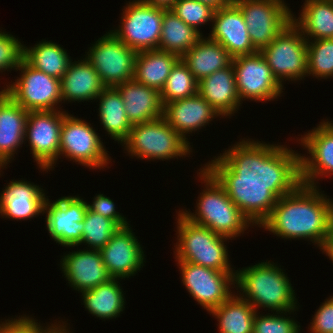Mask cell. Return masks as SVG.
Listing matches in <instances>:
<instances>
[{
    "label": "cell",
    "instance_id": "9a60e30c",
    "mask_svg": "<svg viewBox=\"0 0 333 333\" xmlns=\"http://www.w3.org/2000/svg\"><path fill=\"white\" fill-rule=\"evenodd\" d=\"M177 264L183 285L209 313L232 295L230 288H235V272H222L189 262Z\"/></svg>",
    "mask_w": 333,
    "mask_h": 333
},
{
    "label": "cell",
    "instance_id": "f35d334b",
    "mask_svg": "<svg viewBox=\"0 0 333 333\" xmlns=\"http://www.w3.org/2000/svg\"><path fill=\"white\" fill-rule=\"evenodd\" d=\"M294 311H297V309L290 312H273V314L267 313L265 315L256 312L252 333H300L301 326L298 324L299 322L287 316L292 312L294 313Z\"/></svg>",
    "mask_w": 333,
    "mask_h": 333
},
{
    "label": "cell",
    "instance_id": "f6af8a7d",
    "mask_svg": "<svg viewBox=\"0 0 333 333\" xmlns=\"http://www.w3.org/2000/svg\"><path fill=\"white\" fill-rule=\"evenodd\" d=\"M321 251L332 260L333 263V231L330 236L327 238L325 244L323 245Z\"/></svg>",
    "mask_w": 333,
    "mask_h": 333
},
{
    "label": "cell",
    "instance_id": "2e32d148",
    "mask_svg": "<svg viewBox=\"0 0 333 333\" xmlns=\"http://www.w3.org/2000/svg\"><path fill=\"white\" fill-rule=\"evenodd\" d=\"M52 202L47 197L44 203L49 235L62 246H79L88 209L87 202L79 196H63Z\"/></svg>",
    "mask_w": 333,
    "mask_h": 333
},
{
    "label": "cell",
    "instance_id": "44dd1931",
    "mask_svg": "<svg viewBox=\"0 0 333 333\" xmlns=\"http://www.w3.org/2000/svg\"><path fill=\"white\" fill-rule=\"evenodd\" d=\"M0 193V215L12 220H29L44 214V189L25 180H11Z\"/></svg>",
    "mask_w": 333,
    "mask_h": 333
},
{
    "label": "cell",
    "instance_id": "83f0119b",
    "mask_svg": "<svg viewBox=\"0 0 333 333\" xmlns=\"http://www.w3.org/2000/svg\"><path fill=\"white\" fill-rule=\"evenodd\" d=\"M299 17L291 22L307 40L333 38V0H305ZM298 18V19H297Z\"/></svg>",
    "mask_w": 333,
    "mask_h": 333
},
{
    "label": "cell",
    "instance_id": "5bb4252c",
    "mask_svg": "<svg viewBox=\"0 0 333 333\" xmlns=\"http://www.w3.org/2000/svg\"><path fill=\"white\" fill-rule=\"evenodd\" d=\"M232 67L241 103L243 99L266 102L282 96L283 86L274 77L260 52L234 57Z\"/></svg>",
    "mask_w": 333,
    "mask_h": 333
},
{
    "label": "cell",
    "instance_id": "e0dca14e",
    "mask_svg": "<svg viewBox=\"0 0 333 333\" xmlns=\"http://www.w3.org/2000/svg\"><path fill=\"white\" fill-rule=\"evenodd\" d=\"M333 121H322L298 141L310 156L300 155L301 183L316 187L321 177L333 175ZM321 176V177H320Z\"/></svg>",
    "mask_w": 333,
    "mask_h": 333
},
{
    "label": "cell",
    "instance_id": "52a82bcc",
    "mask_svg": "<svg viewBox=\"0 0 333 333\" xmlns=\"http://www.w3.org/2000/svg\"><path fill=\"white\" fill-rule=\"evenodd\" d=\"M18 70L20 77L3 89L17 104L28 112L63 110L57 106L62 103L60 79L30 66L24 59Z\"/></svg>",
    "mask_w": 333,
    "mask_h": 333
},
{
    "label": "cell",
    "instance_id": "b9f144b4",
    "mask_svg": "<svg viewBox=\"0 0 333 333\" xmlns=\"http://www.w3.org/2000/svg\"><path fill=\"white\" fill-rule=\"evenodd\" d=\"M88 210L113 220L119 227L128 225L127 219L116 211L115 204L110 197L98 194L93 198L92 204L87 203Z\"/></svg>",
    "mask_w": 333,
    "mask_h": 333
},
{
    "label": "cell",
    "instance_id": "bcb514c9",
    "mask_svg": "<svg viewBox=\"0 0 333 333\" xmlns=\"http://www.w3.org/2000/svg\"><path fill=\"white\" fill-rule=\"evenodd\" d=\"M197 1L209 5L216 10L228 4L231 0H197Z\"/></svg>",
    "mask_w": 333,
    "mask_h": 333
},
{
    "label": "cell",
    "instance_id": "4dcf8cb0",
    "mask_svg": "<svg viewBox=\"0 0 333 333\" xmlns=\"http://www.w3.org/2000/svg\"><path fill=\"white\" fill-rule=\"evenodd\" d=\"M97 99L100 100L98 109L100 124L111 139L121 144L132 129L121 94L115 87H106Z\"/></svg>",
    "mask_w": 333,
    "mask_h": 333
},
{
    "label": "cell",
    "instance_id": "60d3db41",
    "mask_svg": "<svg viewBox=\"0 0 333 333\" xmlns=\"http://www.w3.org/2000/svg\"><path fill=\"white\" fill-rule=\"evenodd\" d=\"M37 321L26 315L5 319L0 323V333H53L61 325V321H58L44 327Z\"/></svg>",
    "mask_w": 333,
    "mask_h": 333
},
{
    "label": "cell",
    "instance_id": "74e56055",
    "mask_svg": "<svg viewBox=\"0 0 333 333\" xmlns=\"http://www.w3.org/2000/svg\"><path fill=\"white\" fill-rule=\"evenodd\" d=\"M173 11L188 26L200 32L199 26L207 22H213L215 9L197 0H176Z\"/></svg>",
    "mask_w": 333,
    "mask_h": 333
},
{
    "label": "cell",
    "instance_id": "4fadbf2b",
    "mask_svg": "<svg viewBox=\"0 0 333 333\" xmlns=\"http://www.w3.org/2000/svg\"><path fill=\"white\" fill-rule=\"evenodd\" d=\"M67 113L61 110L28 112L24 140L29 142L32 158L43 171L53 169L58 161L61 128Z\"/></svg>",
    "mask_w": 333,
    "mask_h": 333
},
{
    "label": "cell",
    "instance_id": "d6a6232c",
    "mask_svg": "<svg viewBox=\"0 0 333 333\" xmlns=\"http://www.w3.org/2000/svg\"><path fill=\"white\" fill-rule=\"evenodd\" d=\"M202 32L188 26L171 9L163 12L158 49L177 54L180 58L203 37Z\"/></svg>",
    "mask_w": 333,
    "mask_h": 333
},
{
    "label": "cell",
    "instance_id": "e575fe53",
    "mask_svg": "<svg viewBox=\"0 0 333 333\" xmlns=\"http://www.w3.org/2000/svg\"><path fill=\"white\" fill-rule=\"evenodd\" d=\"M198 81L180 58L172 67L163 89L160 91L163 105L197 94Z\"/></svg>",
    "mask_w": 333,
    "mask_h": 333
},
{
    "label": "cell",
    "instance_id": "f546056e",
    "mask_svg": "<svg viewBox=\"0 0 333 333\" xmlns=\"http://www.w3.org/2000/svg\"><path fill=\"white\" fill-rule=\"evenodd\" d=\"M118 280L111 278L106 283L81 292L83 305L92 316L111 320L123 312L126 300Z\"/></svg>",
    "mask_w": 333,
    "mask_h": 333
},
{
    "label": "cell",
    "instance_id": "d6986e66",
    "mask_svg": "<svg viewBox=\"0 0 333 333\" xmlns=\"http://www.w3.org/2000/svg\"><path fill=\"white\" fill-rule=\"evenodd\" d=\"M211 29L208 37L219 42L233 58L258 52L250 40L244 16L232 0L215 10Z\"/></svg>",
    "mask_w": 333,
    "mask_h": 333
},
{
    "label": "cell",
    "instance_id": "8d00e7d4",
    "mask_svg": "<svg viewBox=\"0 0 333 333\" xmlns=\"http://www.w3.org/2000/svg\"><path fill=\"white\" fill-rule=\"evenodd\" d=\"M119 226L106 217L87 209L84 217V229L79 245L85 244L88 249L100 250L112 238Z\"/></svg>",
    "mask_w": 333,
    "mask_h": 333
},
{
    "label": "cell",
    "instance_id": "cb8c5ba5",
    "mask_svg": "<svg viewBox=\"0 0 333 333\" xmlns=\"http://www.w3.org/2000/svg\"><path fill=\"white\" fill-rule=\"evenodd\" d=\"M197 93L205 99L222 118H224V116L225 118L233 116L241 105L232 64L198 81Z\"/></svg>",
    "mask_w": 333,
    "mask_h": 333
},
{
    "label": "cell",
    "instance_id": "c3c4849f",
    "mask_svg": "<svg viewBox=\"0 0 333 333\" xmlns=\"http://www.w3.org/2000/svg\"><path fill=\"white\" fill-rule=\"evenodd\" d=\"M3 167L6 168V166L0 161V172H2L1 169H4ZM0 175H1V173H0Z\"/></svg>",
    "mask_w": 333,
    "mask_h": 333
},
{
    "label": "cell",
    "instance_id": "5b68a950",
    "mask_svg": "<svg viewBox=\"0 0 333 333\" xmlns=\"http://www.w3.org/2000/svg\"><path fill=\"white\" fill-rule=\"evenodd\" d=\"M177 218L178 240L174 246L177 262H189L222 272H235L229 263L228 249L224 244L229 237L190 221L180 211Z\"/></svg>",
    "mask_w": 333,
    "mask_h": 333
},
{
    "label": "cell",
    "instance_id": "7dc6e473",
    "mask_svg": "<svg viewBox=\"0 0 333 333\" xmlns=\"http://www.w3.org/2000/svg\"><path fill=\"white\" fill-rule=\"evenodd\" d=\"M65 324V325H64ZM69 328L66 325V322L62 321L61 325L53 332V333H70L68 330Z\"/></svg>",
    "mask_w": 333,
    "mask_h": 333
},
{
    "label": "cell",
    "instance_id": "4316f807",
    "mask_svg": "<svg viewBox=\"0 0 333 333\" xmlns=\"http://www.w3.org/2000/svg\"><path fill=\"white\" fill-rule=\"evenodd\" d=\"M197 81L232 64L233 57L216 41L202 37L182 57Z\"/></svg>",
    "mask_w": 333,
    "mask_h": 333
},
{
    "label": "cell",
    "instance_id": "ee69618b",
    "mask_svg": "<svg viewBox=\"0 0 333 333\" xmlns=\"http://www.w3.org/2000/svg\"><path fill=\"white\" fill-rule=\"evenodd\" d=\"M143 4L159 7L163 9H171L176 0H139Z\"/></svg>",
    "mask_w": 333,
    "mask_h": 333
},
{
    "label": "cell",
    "instance_id": "7402d4cb",
    "mask_svg": "<svg viewBox=\"0 0 333 333\" xmlns=\"http://www.w3.org/2000/svg\"><path fill=\"white\" fill-rule=\"evenodd\" d=\"M162 117L190 144L187 135L205 128L220 114L197 93L189 98L164 104Z\"/></svg>",
    "mask_w": 333,
    "mask_h": 333
},
{
    "label": "cell",
    "instance_id": "ac0fdd59",
    "mask_svg": "<svg viewBox=\"0 0 333 333\" xmlns=\"http://www.w3.org/2000/svg\"><path fill=\"white\" fill-rule=\"evenodd\" d=\"M129 225L119 227L108 243L99 250L110 277L114 279H128L144 266L143 247Z\"/></svg>",
    "mask_w": 333,
    "mask_h": 333
},
{
    "label": "cell",
    "instance_id": "8fae6325",
    "mask_svg": "<svg viewBox=\"0 0 333 333\" xmlns=\"http://www.w3.org/2000/svg\"><path fill=\"white\" fill-rule=\"evenodd\" d=\"M123 10L121 25L111 30L113 34L135 52L158 49L166 9L134 0L128 2Z\"/></svg>",
    "mask_w": 333,
    "mask_h": 333
},
{
    "label": "cell",
    "instance_id": "3957f363",
    "mask_svg": "<svg viewBox=\"0 0 333 333\" xmlns=\"http://www.w3.org/2000/svg\"><path fill=\"white\" fill-rule=\"evenodd\" d=\"M267 261L235 270L234 286L237 287L236 290L239 288L238 295L248 301L257 312L259 308H267L272 312L298 309L295 290L287 274L278 264Z\"/></svg>",
    "mask_w": 333,
    "mask_h": 333
},
{
    "label": "cell",
    "instance_id": "7a4b0ae2",
    "mask_svg": "<svg viewBox=\"0 0 333 333\" xmlns=\"http://www.w3.org/2000/svg\"><path fill=\"white\" fill-rule=\"evenodd\" d=\"M260 227L285 239L310 240L322 249L333 231V200L316 187L300 184L280 197Z\"/></svg>",
    "mask_w": 333,
    "mask_h": 333
},
{
    "label": "cell",
    "instance_id": "ba28073f",
    "mask_svg": "<svg viewBox=\"0 0 333 333\" xmlns=\"http://www.w3.org/2000/svg\"><path fill=\"white\" fill-rule=\"evenodd\" d=\"M260 53L277 81H298L307 76V39L291 22Z\"/></svg>",
    "mask_w": 333,
    "mask_h": 333
},
{
    "label": "cell",
    "instance_id": "7c38bea8",
    "mask_svg": "<svg viewBox=\"0 0 333 333\" xmlns=\"http://www.w3.org/2000/svg\"><path fill=\"white\" fill-rule=\"evenodd\" d=\"M241 10L250 40L260 52L291 23L292 11L284 0H232Z\"/></svg>",
    "mask_w": 333,
    "mask_h": 333
},
{
    "label": "cell",
    "instance_id": "277c9868",
    "mask_svg": "<svg viewBox=\"0 0 333 333\" xmlns=\"http://www.w3.org/2000/svg\"><path fill=\"white\" fill-rule=\"evenodd\" d=\"M199 171L197 174L201 183H205V189L198 197L195 214L186 209L180 212L190 221L229 237L230 240L241 236V233L244 234V231L253 225L230 200L217 179L205 167Z\"/></svg>",
    "mask_w": 333,
    "mask_h": 333
},
{
    "label": "cell",
    "instance_id": "603a6c76",
    "mask_svg": "<svg viewBox=\"0 0 333 333\" xmlns=\"http://www.w3.org/2000/svg\"><path fill=\"white\" fill-rule=\"evenodd\" d=\"M28 111L3 89L0 91V161L8 166L16 150L25 142Z\"/></svg>",
    "mask_w": 333,
    "mask_h": 333
},
{
    "label": "cell",
    "instance_id": "8992f818",
    "mask_svg": "<svg viewBox=\"0 0 333 333\" xmlns=\"http://www.w3.org/2000/svg\"><path fill=\"white\" fill-rule=\"evenodd\" d=\"M122 144L128 155L141 160L183 159L193 152L190 144L163 117L132 125Z\"/></svg>",
    "mask_w": 333,
    "mask_h": 333
},
{
    "label": "cell",
    "instance_id": "9c48e42d",
    "mask_svg": "<svg viewBox=\"0 0 333 333\" xmlns=\"http://www.w3.org/2000/svg\"><path fill=\"white\" fill-rule=\"evenodd\" d=\"M101 137L90 123L67 113L63 118L60 136V156L70 158L89 169H102L110 163ZM110 157V158H109Z\"/></svg>",
    "mask_w": 333,
    "mask_h": 333
},
{
    "label": "cell",
    "instance_id": "f1b7e54d",
    "mask_svg": "<svg viewBox=\"0 0 333 333\" xmlns=\"http://www.w3.org/2000/svg\"><path fill=\"white\" fill-rule=\"evenodd\" d=\"M179 59L177 54L159 49L137 52L133 79L161 91Z\"/></svg>",
    "mask_w": 333,
    "mask_h": 333
},
{
    "label": "cell",
    "instance_id": "836d02e7",
    "mask_svg": "<svg viewBox=\"0 0 333 333\" xmlns=\"http://www.w3.org/2000/svg\"><path fill=\"white\" fill-rule=\"evenodd\" d=\"M23 59L30 66L58 79L63 77L73 61L66 49L51 40L41 41L31 48L23 46Z\"/></svg>",
    "mask_w": 333,
    "mask_h": 333
},
{
    "label": "cell",
    "instance_id": "1f68e13d",
    "mask_svg": "<svg viewBox=\"0 0 333 333\" xmlns=\"http://www.w3.org/2000/svg\"><path fill=\"white\" fill-rule=\"evenodd\" d=\"M256 312L248 301L233 293L210 315L219 322V333H252Z\"/></svg>",
    "mask_w": 333,
    "mask_h": 333
},
{
    "label": "cell",
    "instance_id": "7bdbcfd3",
    "mask_svg": "<svg viewBox=\"0 0 333 333\" xmlns=\"http://www.w3.org/2000/svg\"><path fill=\"white\" fill-rule=\"evenodd\" d=\"M311 321V333H333V296L322 303Z\"/></svg>",
    "mask_w": 333,
    "mask_h": 333
},
{
    "label": "cell",
    "instance_id": "ab89813d",
    "mask_svg": "<svg viewBox=\"0 0 333 333\" xmlns=\"http://www.w3.org/2000/svg\"><path fill=\"white\" fill-rule=\"evenodd\" d=\"M23 46L15 36L0 31V72L16 70L23 59Z\"/></svg>",
    "mask_w": 333,
    "mask_h": 333
},
{
    "label": "cell",
    "instance_id": "6da1fadb",
    "mask_svg": "<svg viewBox=\"0 0 333 333\" xmlns=\"http://www.w3.org/2000/svg\"><path fill=\"white\" fill-rule=\"evenodd\" d=\"M285 146L244 138L204 166L253 226L301 184V153Z\"/></svg>",
    "mask_w": 333,
    "mask_h": 333
},
{
    "label": "cell",
    "instance_id": "484cf974",
    "mask_svg": "<svg viewBox=\"0 0 333 333\" xmlns=\"http://www.w3.org/2000/svg\"><path fill=\"white\" fill-rule=\"evenodd\" d=\"M61 99L64 102L96 100L106 88L92 64L85 58L70 62L60 79Z\"/></svg>",
    "mask_w": 333,
    "mask_h": 333
},
{
    "label": "cell",
    "instance_id": "30bf717a",
    "mask_svg": "<svg viewBox=\"0 0 333 333\" xmlns=\"http://www.w3.org/2000/svg\"><path fill=\"white\" fill-rule=\"evenodd\" d=\"M91 45L85 57L106 87L133 80L137 52L111 30Z\"/></svg>",
    "mask_w": 333,
    "mask_h": 333
},
{
    "label": "cell",
    "instance_id": "d590c367",
    "mask_svg": "<svg viewBox=\"0 0 333 333\" xmlns=\"http://www.w3.org/2000/svg\"><path fill=\"white\" fill-rule=\"evenodd\" d=\"M333 78V38L307 40V76Z\"/></svg>",
    "mask_w": 333,
    "mask_h": 333
},
{
    "label": "cell",
    "instance_id": "ffe728a7",
    "mask_svg": "<svg viewBox=\"0 0 333 333\" xmlns=\"http://www.w3.org/2000/svg\"><path fill=\"white\" fill-rule=\"evenodd\" d=\"M60 267L69 285L80 293L111 279L96 249L69 251L62 256Z\"/></svg>",
    "mask_w": 333,
    "mask_h": 333
},
{
    "label": "cell",
    "instance_id": "d4e9b609",
    "mask_svg": "<svg viewBox=\"0 0 333 333\" xmlns=\"http://www.w3.org/2000/svg\"><path fill=\"white\" fill-rule=\"evenodd\" d=\"M115 88L122 96L126 116L132 125L153 121L163 116L164 105L160 91L134 79Z\"/></svg>",
    "mask_w": 333,
    "mask_h": 333
}]
</instances>
